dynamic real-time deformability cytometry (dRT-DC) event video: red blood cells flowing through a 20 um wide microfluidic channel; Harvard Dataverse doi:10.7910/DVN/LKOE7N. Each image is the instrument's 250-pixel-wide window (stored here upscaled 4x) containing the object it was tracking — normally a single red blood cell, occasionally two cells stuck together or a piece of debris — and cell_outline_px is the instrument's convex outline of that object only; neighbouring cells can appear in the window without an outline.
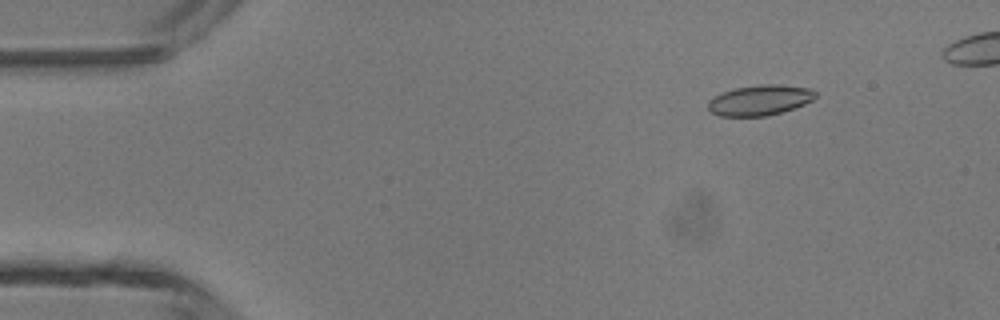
{"species": "common noctule bat (a hibernating species)", "species_latin": "Nyctalus noctula", "temperature_condition": "room temperature", "stored_images_in_passage": 12, "camera_frame_rate_fps": 3000, "um_per_image_px": 0.085, "animal": {"sex": "male", "body_mass_g": 13.3}, "frame": {"image": 1, "passage_image": 6, "time_ms": 1.667, "image_size_px": [1000, 320], "cell_outline_px": [[816, 96], [812, 100], [804, 104], [768, 116], [720, 116], [712, 112], [708, 108], [708, 100], [724, 92], [736, 88], [760, 84], [780, 84], [808, 88], [816, 92]], "centroid_in_image_um": [64.59, 8.51], "position_along_channel_um": 20.4, "area_um2": 18.79}}